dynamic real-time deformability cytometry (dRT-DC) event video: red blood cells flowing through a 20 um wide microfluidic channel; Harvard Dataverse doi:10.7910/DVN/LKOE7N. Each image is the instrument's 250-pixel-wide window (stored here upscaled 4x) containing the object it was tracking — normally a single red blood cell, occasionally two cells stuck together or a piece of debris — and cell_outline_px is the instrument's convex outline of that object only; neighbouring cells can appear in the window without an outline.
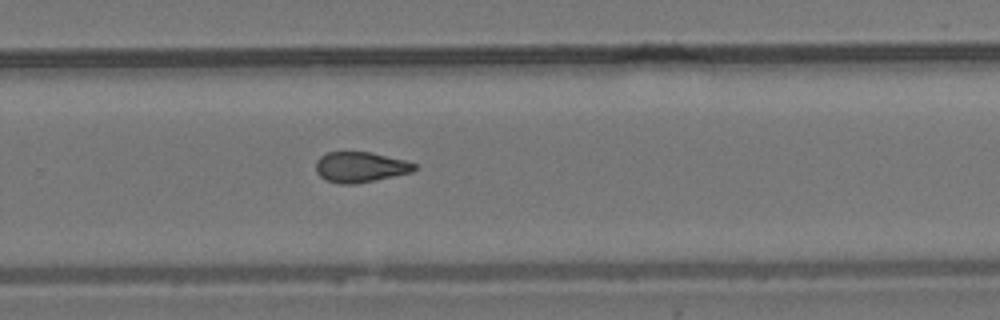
{"species": "common noctule bat (a hibernating species)", "species_latin": "Nyctalus noctula", "temperature_condition": "room temperature", "stored_images_in_passage": 10, "camera_frame_rate_fps": 3000, "um_per_image_px": 0.085, "animal": {"sex": "male", "body_mass_g": 19.2, "forearm_length_mm": 51.8}, "frame": {"image": 1, "passage_image": 10, "time_ms": 11.333, "image_size_px": [1000, 320], "cell_outline_px": [[416, 168], [412, 172], [376, 180], [356, 184], [340, 184], [324, 180], [316, 172], [316, 160], [320, 156], [328, 152], [368, 152], [404, 160], [416, 164]], "centroid_in_image_um": [30.59, 14.21], "position_along_channel_um": 299.2, "area_um2": 17.46}}